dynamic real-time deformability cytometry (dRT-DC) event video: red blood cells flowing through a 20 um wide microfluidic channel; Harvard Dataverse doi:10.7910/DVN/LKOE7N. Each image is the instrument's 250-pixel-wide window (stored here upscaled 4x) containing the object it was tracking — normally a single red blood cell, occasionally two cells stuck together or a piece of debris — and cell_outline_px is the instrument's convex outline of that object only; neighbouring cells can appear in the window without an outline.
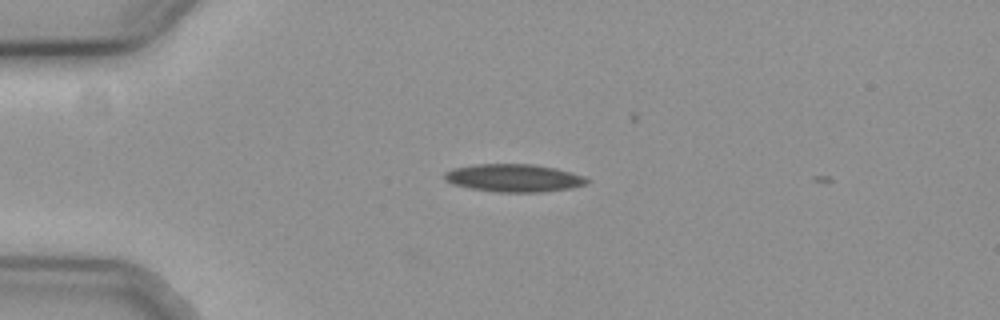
{"species": "common noctule bat (a hibernating species)", "species_latin": "Nyctalus noctula", "temperature_condition": "cold", "stored_images_in_passage": 4, "camera_frame_rate_fps": 3000, "um_per_image_px": 0.085, "animal": {"sex": "female", "body_mass_g": 19.3, "forearm_length_mm": 54.1}, "frame": {"image": 1, "passage_image": 2, "time_ms": 0.333, "image_size_px": [1000, 320], "cell_outline_px": [[592, 180], [588, 184], [572, 188], [544, 192], [496, 192], [472, 188], [452, 184], [444, 180], [444, 172], [452, 168], [476, 164], [532, 164], [556, 168], [572, 172], [584, 176]], "centroid_in_image_um": [43.71, 15.13], "position_along_channel_um": 41.3, "area_um2": 23.35}}